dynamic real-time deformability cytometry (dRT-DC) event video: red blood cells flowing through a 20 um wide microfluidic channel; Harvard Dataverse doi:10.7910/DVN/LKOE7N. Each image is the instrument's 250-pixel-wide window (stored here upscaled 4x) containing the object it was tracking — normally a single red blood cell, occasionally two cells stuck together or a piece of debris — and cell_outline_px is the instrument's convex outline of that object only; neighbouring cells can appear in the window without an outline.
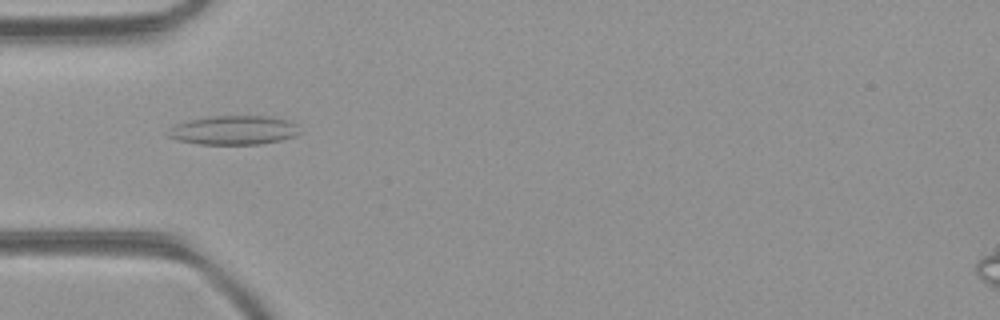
{"species": "common noctule bat (a hibernating species)", "species_latin": "Nyctalus noctula", "temperature_condition": "room temperature", "stored_images_in_passage": 2, "camera_frame_rate_fps": 3000, "um_per_image_px": 0.085, "animal": {"sex": "female", "body_mass_g": 21.9}, "frame": {"image": 1, "passage_image": 1, "time_ms": 0.0, "image_size_px": [1000, 320], "cell_outline_px": [[300, 132], [296, 136], [280, 140], [260, 144], [200, 144], [176, 140], [168, 136], [172, 128], [176, 124], [188, 120], [208, 116], [268, 116], [284, 120], [296, 124]], "centroid_in_image_um": [19.87, 11.07], "position_along_channel_um": 65.1, "area_um2": 22.08}}
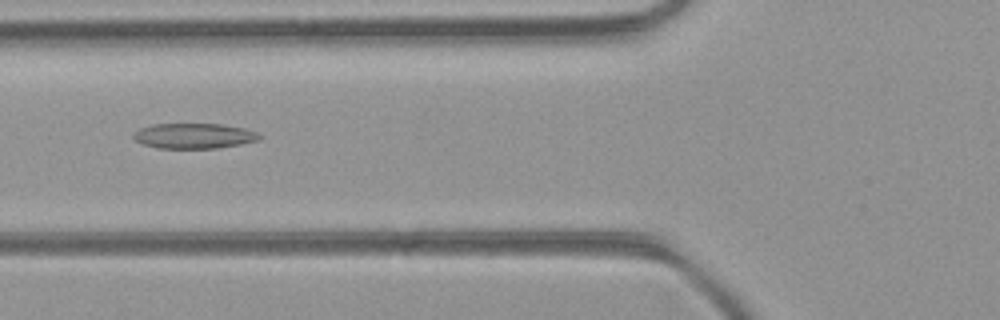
{"frame": {"image": 2, "passage_image": 2, "time_ms": 0.333, "image_size_px": [1000, 320], "cell_outline_px": [[260, 140], [240, 144], [216, 148], [156, 148], [144, 144], [136, 140], [132, 136], [140, 128], [152, 124], [220, 124], [244, 128], [256, 132], [260, 136]], "centroid_in_image_um": [16.49, 11.55], "position_along_channel_um": 109.3, "area_um2": 18.38}}